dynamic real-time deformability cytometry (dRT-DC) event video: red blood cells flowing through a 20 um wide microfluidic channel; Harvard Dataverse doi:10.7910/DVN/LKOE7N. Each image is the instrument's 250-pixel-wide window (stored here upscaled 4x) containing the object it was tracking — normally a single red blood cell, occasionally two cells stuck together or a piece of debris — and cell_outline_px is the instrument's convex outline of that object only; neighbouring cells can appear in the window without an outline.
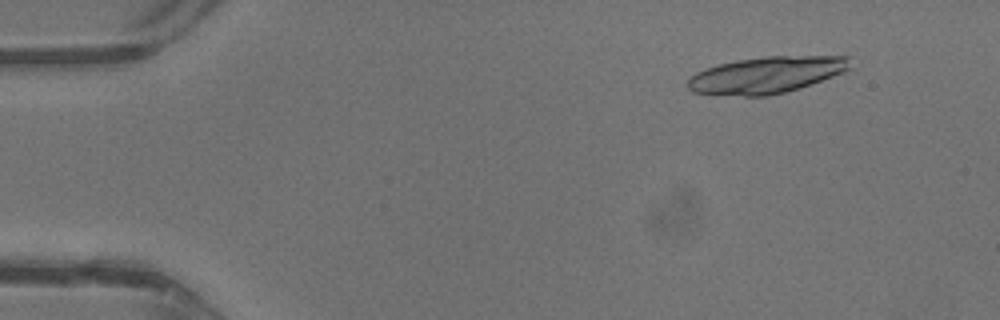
{"species": "common noctule bat (a hibernating species)", "species_latin": "Nyctalus noctula", "temperature_condition": "warm", "stored_images_in_passage": 42, "segment_of_instrument_passage": [1, 2], "camera_frame_rate_fps": 3000, "um_per_image_px": 0.085, "animal": {"sex": "male", "body_mass_g": 13.3}, "frame": {"image": 1, "passage_image": 5, "time_ms": 1.333, "image_size_px": [1000, 320], "cell_outline_px": [[852, 68], [848, 72], [800, 88], [768, 96], [744, 96], [692, 92], [688, 88], [688, 76], [704, 68], [736, 60], [764, 56], [848, 56]], "centroid_in_image_um": [65.19, 6.36], "position_along_channel_um": 19.8, "area_um2": 34.97}}
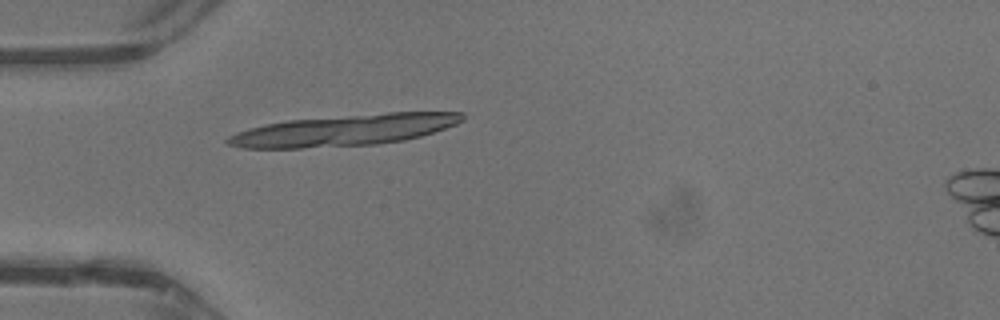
{"frame": {"image": 2, "passage_image": 13, "time_ms": 4.0, "image_size_px": [1000, 320], "cell_outline_px": [[464, 120], [456, 124], [420, 136], [404, 140], [376, 144], [304, 148], [240, 148], [228, 144], [224, 140], [228, 136], [236, 132], [248, 128], [288, 120], [388, 112], [464, 112]], "centroid_in_image_um": [29.24, 11.07], "position_along_channel_um": 55.8, "area_um2": 42.54}}